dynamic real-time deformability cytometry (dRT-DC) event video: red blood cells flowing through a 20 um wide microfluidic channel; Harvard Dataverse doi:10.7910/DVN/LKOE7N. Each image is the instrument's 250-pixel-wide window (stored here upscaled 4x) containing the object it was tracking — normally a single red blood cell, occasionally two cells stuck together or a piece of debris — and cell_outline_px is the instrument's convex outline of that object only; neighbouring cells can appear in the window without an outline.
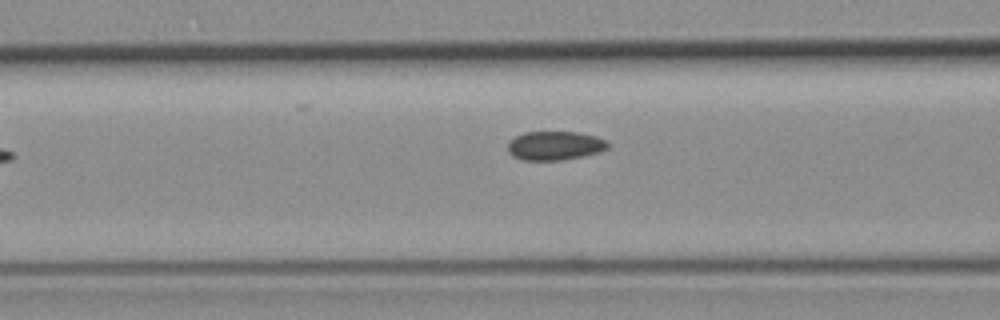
{"species": "common noctule bat (a hibernating species)", "species_latin": "Nyctalus noctula", "temperature_condition": "room temperature", "stored_images_in_passage": 7, "camera_frame_rate_fps": 3000, "um_per_image_px": 0.085, "animal": {"sex": "female", "body_mass_g": 19.3, "forearm_length_mm": 54.1}, "frame": {"image": 1, "passage_image": 7, "time_ms": 7.333, "image_size_px": [1000, 320], "cell_outline_px": [[608, 148], [600, 152], [584, 156], [564, 160], [520, 160], [512, 156], [508, 152], [508, 144], [516, 136], [524, 132], [576, 132], [596, 136], [604, 140], [608, 144]], "centroid_in_image_um": [47.15, 12.39], "position_along_channel_um": 119.4, "area_um2": 16.88}}